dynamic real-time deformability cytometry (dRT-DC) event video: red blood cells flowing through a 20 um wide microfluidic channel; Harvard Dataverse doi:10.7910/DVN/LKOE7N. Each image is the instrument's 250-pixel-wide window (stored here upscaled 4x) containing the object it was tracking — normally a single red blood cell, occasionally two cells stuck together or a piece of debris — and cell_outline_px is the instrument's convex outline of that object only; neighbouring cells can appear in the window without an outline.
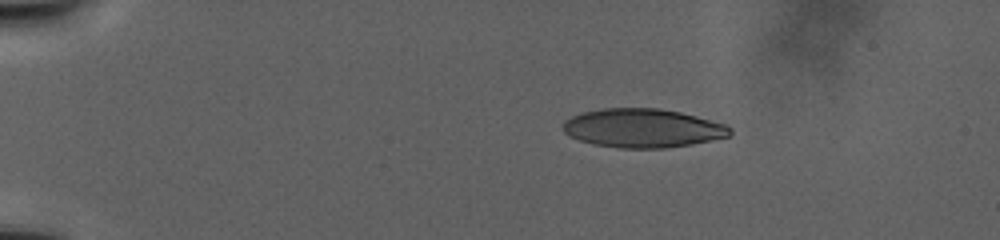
{"species": "human", "species_latin": "Homo sapiens", "temperature_condition": "warm", "stored_images_in_passage": 52, "camera_frame_rate_fps": 3000, "um_per_image_px": 0.085, "donor": {"sex": "male"}, "frame": {"image": 1, "passage_image": 1, "time_ms": 0.0, "image_size_px": [1000, 240], "cell_outline_px": [[732, 132], [728, 136], [712, 140], [692, 144], [664, 148], [620, 148], [592, 144], [568, 136], [564, 132], [564, 120], [572, 116], [584, 112], [604, 108], [660, 108], [680, 112], [728, 124], [732, 128]], "centroid_in_image_um": [54.65, 10.89], "position_along_channel_um": 30.3, "area_um2": 37.86}}
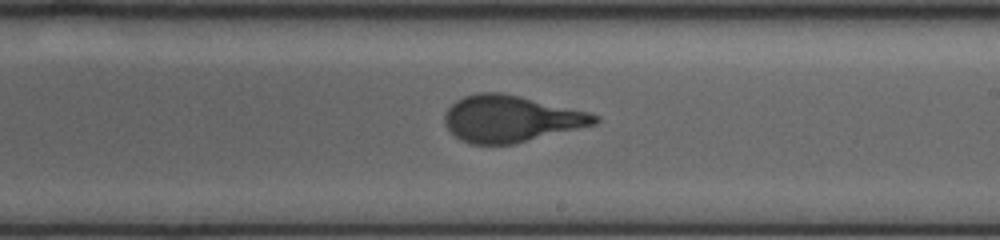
{"frame": {"image": 2, "passage_image": 29, "time_ms": 16.333, "image_size_px": [1000, 240], "cell_outline_px": [[600, 120], [596, 124], [512, 144], [468, 144], [460, 140], [444, 124], [444, 112], [456, 100], [464, 96], [476, 92], [500, 92], [520, 96], [592, 112], [600, 116]], "centroid_in_image_um": [43.42, 10.08], "position_along_channel_um": 245.6, "area_um2": 40.86}}
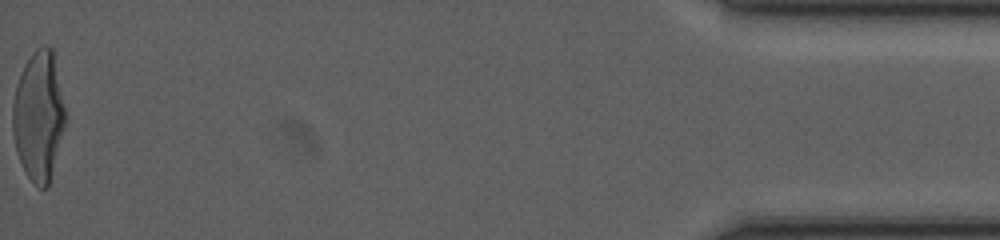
{"frame": {"image": 3, "passage_image": 52, "time_ms": 30.667, "image_size_px": [1000, 240], "cell_outline_px": [[68, 116], [48, 188], [40, 188], [28, 176], [20, 160], [16, 148], [12, 132], [12, 104], [16, 84], [24, 64], [32, 52], [36, 48], [44, 44], [52, 48]], "centroid_in_image_um": [3.31, 9.82], "position_along_channel_um": 431.9, "area_um2": 40.23}}